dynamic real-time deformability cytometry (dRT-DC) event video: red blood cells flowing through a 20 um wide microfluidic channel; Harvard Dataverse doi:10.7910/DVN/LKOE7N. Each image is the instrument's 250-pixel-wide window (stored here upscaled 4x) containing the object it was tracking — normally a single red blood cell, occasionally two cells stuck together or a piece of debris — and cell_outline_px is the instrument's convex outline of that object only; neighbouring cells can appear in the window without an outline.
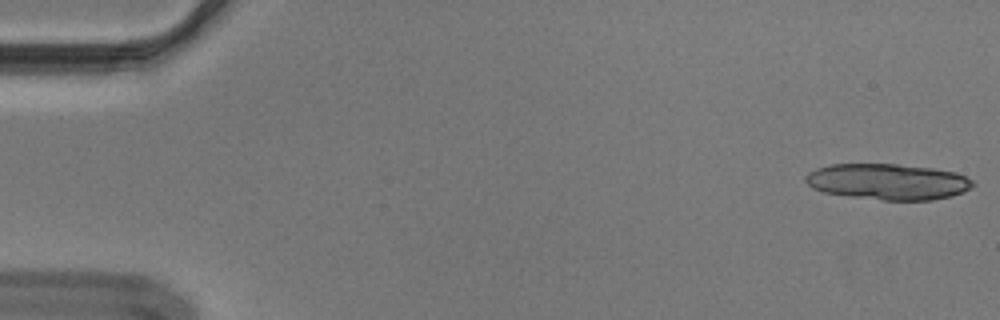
{"species": "Egyptian fruit bat (a non-hibernating species)", "species_latin": "Rousettus aegyptiacus", "temperature_condition": "cold", "stored_images_in_passage": 15, "camera_frame_rate_fps": 3000, "um_per_image_px": 0.085, "animal": {"sex": "male"}, "frame": {"image": 1, "passage_image": 1, "time_ms": 0.0, "image_size_px": [1000, 320], "cell_outline_px": [[976, 184], [972, 188], [964, 192], [952, 196], [932, 200], [884, 200], [848, 196], [824, 192], [812, 188], [804, 180], [804, 176], [808, 172], [816, 168], [832, 164], [896, 164], [932, 168], [956, 172], [972, 180]], "centroid_in_image_um": [75.48, 15.44], "position_along_channel_um": 9.5, "area_um2": 35.26}}